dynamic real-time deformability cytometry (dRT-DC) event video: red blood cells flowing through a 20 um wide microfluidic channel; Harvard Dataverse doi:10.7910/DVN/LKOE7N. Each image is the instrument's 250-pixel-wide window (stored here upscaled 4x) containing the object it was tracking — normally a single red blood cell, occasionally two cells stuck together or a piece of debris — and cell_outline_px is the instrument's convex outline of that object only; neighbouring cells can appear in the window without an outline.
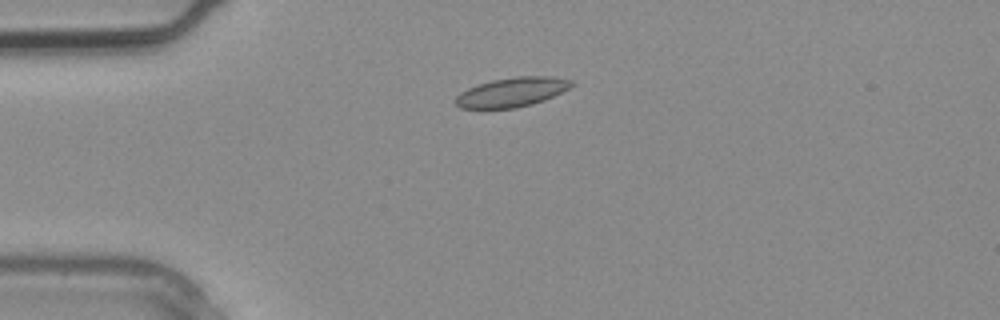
{"species": "common noctule bat (a hibernating species)", "species_latin": "Nyctalus noctula", "temperature_condition": "warm", "stored_images_in_passage": 3, "camera_frame_rate_fps": 3000, "um_per_image_px": 0.085, "animal": {"sex": "male", "body_mass_g": 20.4}, "frame": {"image": 1, "passage_image": 3, "time_ms": 0.667, "image_size_px": [1000, 320], "cell_outline_px": [[576, 84], [544, 100], [532, 104], [516, 108], [484, 112], [460, 108], [456, 104], [456, 96], [460, 92], [468, 88], [492, 80], [516, 76], [552, 76], [572, 80]], "centroid_in_image_um": [43.44, 7.88], "position_along_channel_um": 41.6, "area_um2": 20.52}}